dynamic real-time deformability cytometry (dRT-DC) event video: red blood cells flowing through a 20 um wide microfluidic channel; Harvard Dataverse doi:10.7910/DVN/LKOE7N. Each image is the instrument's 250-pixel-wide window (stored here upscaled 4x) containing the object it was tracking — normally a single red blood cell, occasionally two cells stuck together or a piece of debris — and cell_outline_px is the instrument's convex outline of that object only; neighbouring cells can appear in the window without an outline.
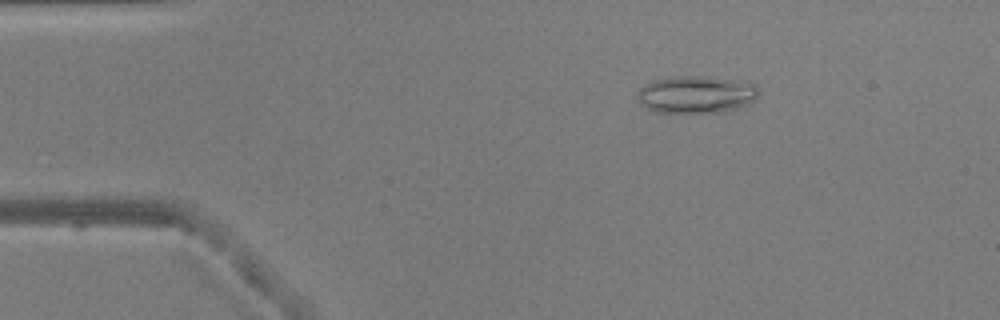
{"species": "common noctule bat (a hibernating species)", "species_latin": "Nyctalus noctula", "temperature_condition": "warm", "stored_images_in_passage": 43, "camera_frame_rate_fps": 3000, "um_per_image_px": 0.085, "animal": {"sex": "male", "body_mass_g": 20.5, "forearm_length_mm": 52.5}, "frame": {"image": 1, "passage_image": 4, "time_ms": 1.0, "image_size_px": [1000, 320], "cell_outline_px": [[760, 96], [748, 104], [728, 112], [656, 112], [640, 104], [636, 96], [636, 92], [644, 84], [652, 80], [668, 76], [708, 76], [748, 80], [756, 84], [760, 92]], "centroid_in_image_um": [59.23, 8.0], "position_along_channel_um": 25.8, "area_um2": 27.28}}
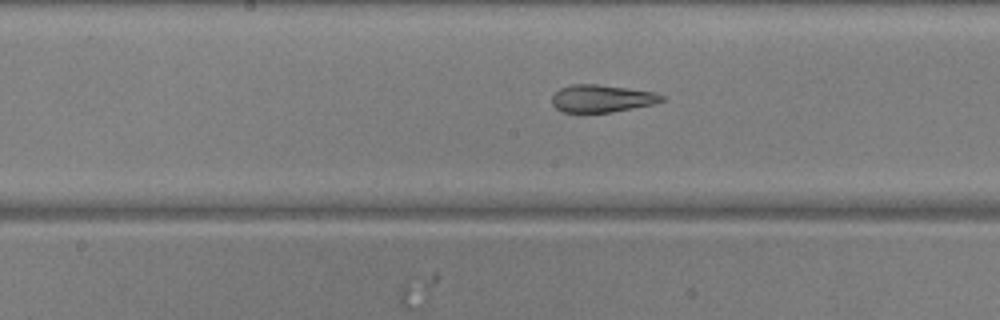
{"frame": {"image": 2, "passage_image": 22, "time_ms": 7.0, "image_size_px": [1000, 320], "cell_outline_px": [[664, 100], [652, 104], [608, 112], [564, 112], [556, 108], [552, 104], [552, 96], [560, 88], [572, 84], [596, 84], [628, 88], [656, 92], [664, 96]], "centroid_in_image_um": [51.13, 8.36], "position_along_channel_um": 197.1, "area_um2": 17.34}}
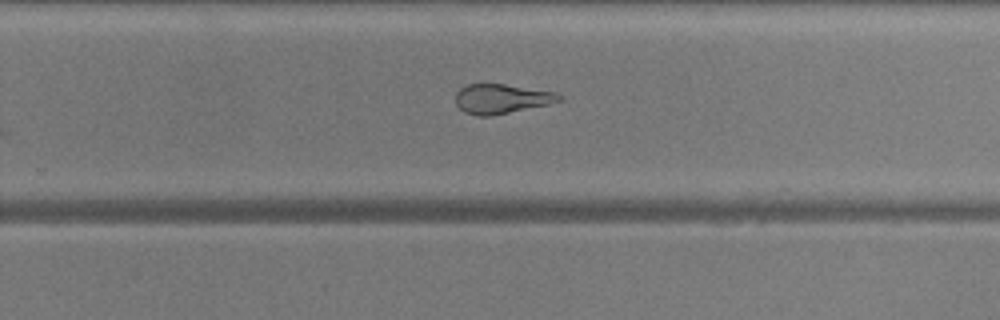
{"frame": {"image": 3, "passage_image": 29, "time_ms": 9.333, "image_size_px": [1000, 320], "cell_outline_px": [[564, 100], [548, 104], [492, 116], [476, 116], [464, 112], [456, 104], [456, 92], [460, 88], [468, 84], [504, 84], [556, 92]], "centroid_in_image_um": [42.61, 8.4], "position_along_channel_um": 287.2, "area_um2": 17.8}, "authors_computed_cell_mechanics": {"area_um2": 18.3804, "velocity_mm_per_s": 3.8932, "shape_relaxation_time_tau1_ms": null, "shape_relaxation_time_tau2_ms": 1.8396, "deformation_change_tau1": null, "deformation_change_tau2": 0.0785}}